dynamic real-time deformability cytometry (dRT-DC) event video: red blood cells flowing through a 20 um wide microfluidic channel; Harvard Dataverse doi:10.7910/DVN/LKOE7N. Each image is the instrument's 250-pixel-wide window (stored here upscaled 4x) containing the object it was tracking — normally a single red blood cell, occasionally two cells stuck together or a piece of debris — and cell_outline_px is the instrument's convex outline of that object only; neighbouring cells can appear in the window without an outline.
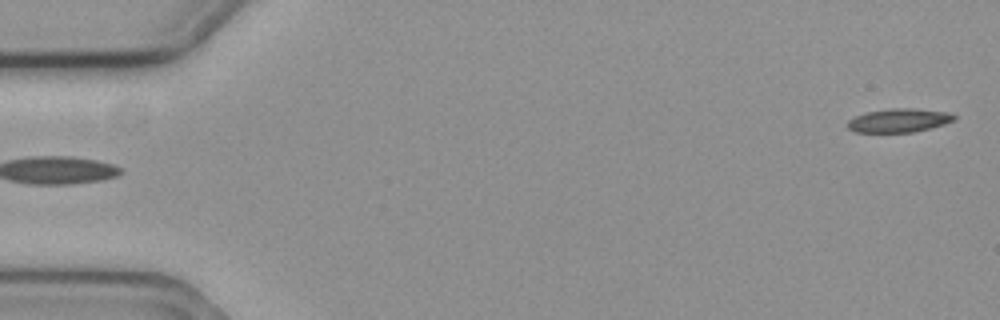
{"species": "common noctule bat (a hibernating species)", "species_latin": "Nyctalus noctula", "temperature_condition": "cold", "stored_images_in_passage": 57, "camera_frame_rate_fps": 3000, "um_per_image_px": 0.085, "animal": {"sex": "female", "body_mass_g": 19.3, "forearm_length_mm": 54.1}, "frame": {"image": 1, "passage_image": 1, "time_ms": 0.0, "image_size_px": [1000, 320], "cell_outline_px": [[956, 120], [932, 128], [912, 132], [856, 132], [848, 128], [848, 120], [856, 116], [868, 112], [888, 108], [912, 108], [948, 112], [956, 116]], "centroid_in_image_um": [76.44, 10.23], "position_along_channel_um": 8.6, "area_um2": 14.68}}
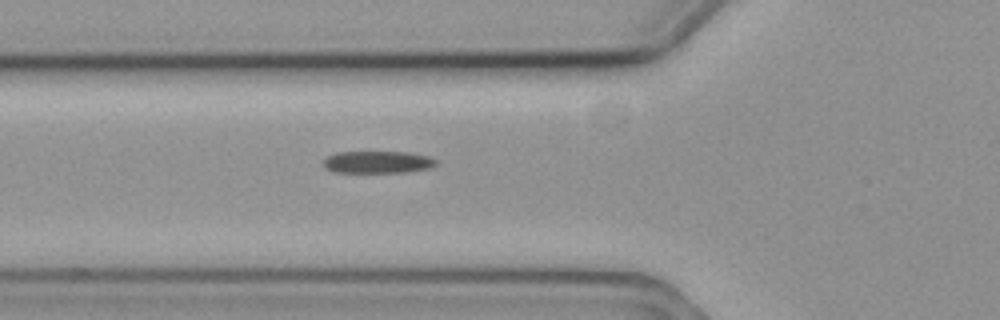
{"frame": {"image": 2, "passage_image": 20, "time_ms": 6.333, "image_size_px": [1000, 320], "cell_outline_px": [[436, 164], [428, 168], [404, 172], [332, 172], [324, 168], [324, 160], [328, 156], [336, 152], [408, 152], [428, 156], [436, 160]], "centroid_in_image_um": [32.06, 13.77], "position_along_channel_um": 93.7, "area_um2": 14.45}}
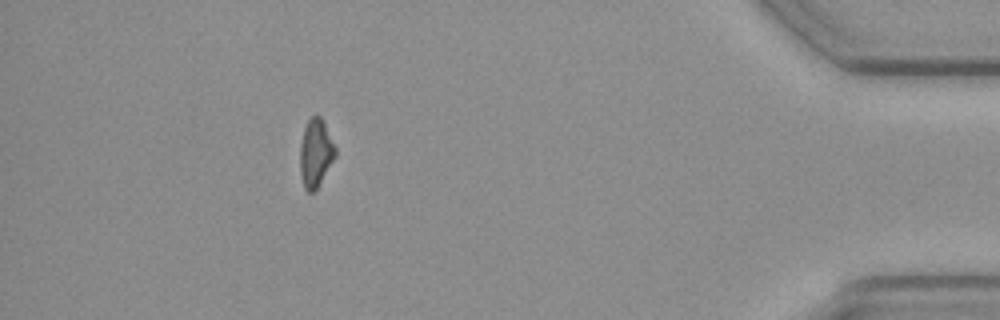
{"frame": {"image": 3, "passage_image": 51, "time_ms": 16.667, "image_size_px": [1000, 320], "cell_outline_px": [[336, 156], [316, 188], [312, 192], [308, 192], [304, 188], [300, 172], [300, 144], [304, 128], [308, 120], [316, 112], [320, 116], [336, 148]], "centroid_in_image_um": [26.81, 12.98], "position_along_channel_um": 408.4, "area_um2": 13.81}, "authors_computed_cell_mechanics": {"area_um2": 14.9124, "velocity_mm_per_s": 3.61, "shape_relaxation_time_tau1_ms": 2.0008, "shape_relaxation_time_tau2_ms": 10.0726, "deformation_change_tau1": 0.0887, "deformation_change_tau2": 0.1855}}